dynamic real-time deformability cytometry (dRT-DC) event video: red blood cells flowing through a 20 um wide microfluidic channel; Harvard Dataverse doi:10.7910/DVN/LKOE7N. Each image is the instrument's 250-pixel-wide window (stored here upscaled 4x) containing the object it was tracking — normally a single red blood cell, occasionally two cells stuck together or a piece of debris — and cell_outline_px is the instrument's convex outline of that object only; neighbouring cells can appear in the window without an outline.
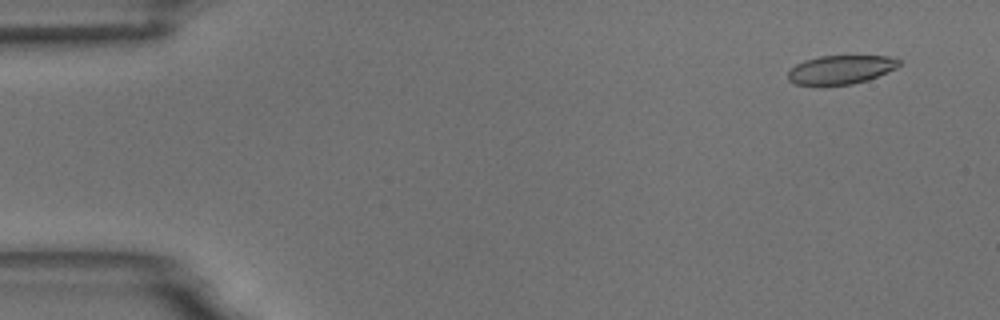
{"species": "common noctule bat (a hibernating species)", "species_latin": "Nyctalus noctula", "temperature_condition": "room temperature", "stored_images_in_passage": 55, "camera_frame_rate_fps": 3000, "um_per_image_px": 0.085, "animal": {"sex": "male", "body_mass_g": 18.8}, "frame": {"image": 1, "passage_image": 4, "time_ms": 1.0, "image_size_px": [1000, 320], "cell_outline_px": [[900, 64], [896, 68], [868, 80], [852, 84], [824, 88], [796, 84], [788, 80], [788, 72], [796, 64], [804, 60], [820, 56], [888, 56], [900, 60]], "centroid_in_image_um": [71.41, 5.96], "position_along_channel_um": 13.6, "area_um2": 19.13}}
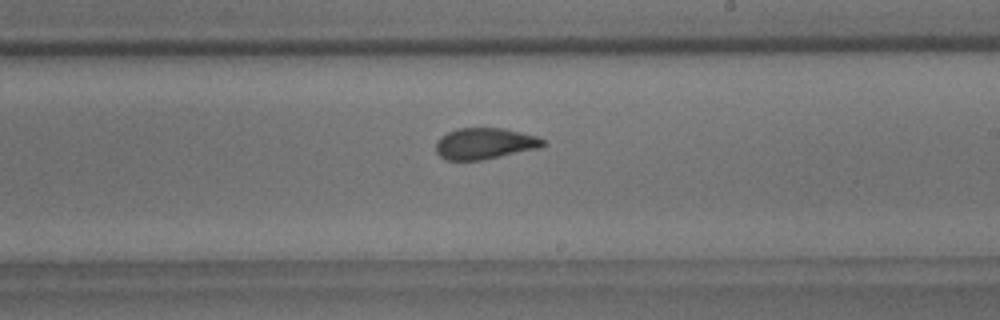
{"frame": {"image": 2, "passage_image": 32, "time_ms": 10.333, "image_size_px": [1000, 320], "cell_outline_px": [[548, 144], [540, 148], [480, 160], [444, 160], [436, 152], [436, 140], [440, 136], [456, 128], [504, 128], [536, 136], [544, 140]], "centroid_in_image_um": [41.19, 12.2], "position_along_channel_um": 247.8, "area_um2": 19.59}}
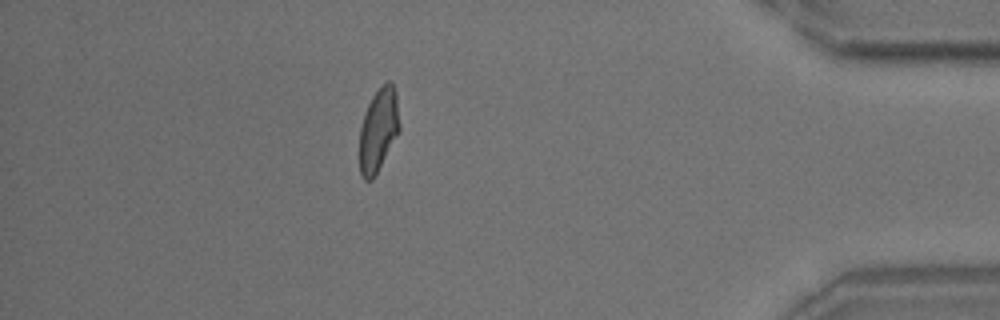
{"frame": {"image": 3, "passage_image": 48, "time_ms": 15.667, "image_size_px": [1000, 320], "cell_outline_px": [[400, 132], [372, 180], [364, 180], [360, 176], [360, 128], [364, 112], [372, 96], [388, 80], [392, 80], [396, 92], [400, 124]], "centroid_in_image_um": [32.18, 11.03], "position_along_channel_um": 403.0, "area_um2": 19.54}, "authors_computed_cell_mechanics": {"area_um2": 19.8254, "velocity_mm_per_s": 3.7177, "shape_relaxation_time_tau1_ms": 5.8242, "shape_relaxation_time_tau2_ms": 1.7017, "deformation_change_tau1": 0.1586, "deformation_change_tau2": 0.0797}}